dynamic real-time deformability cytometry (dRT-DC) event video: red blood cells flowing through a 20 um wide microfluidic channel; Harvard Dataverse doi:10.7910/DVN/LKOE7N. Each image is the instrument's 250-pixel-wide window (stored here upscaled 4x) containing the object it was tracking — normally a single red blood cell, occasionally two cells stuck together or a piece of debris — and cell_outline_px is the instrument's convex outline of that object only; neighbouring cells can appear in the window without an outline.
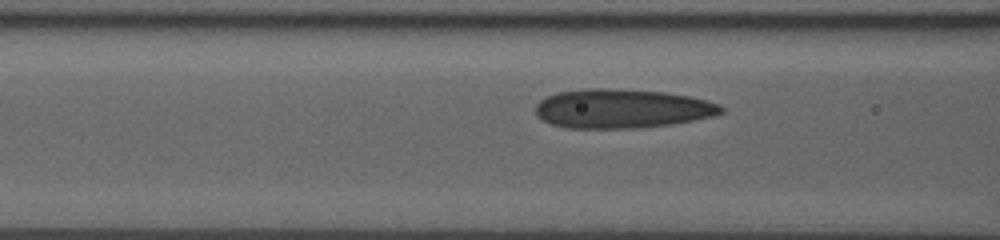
{"species": "human", "species_latin": "Homo sapiens", "temperature_condition": "room temperature", "stored_images_in_passage": 27, "camera_frame_rate_fps": 3000, "um_per_image_px": 0.085, "donor": {"sex": "male"}, "frame": {"image": 1, "passage_image": 4, "time_ms": 1.0, "image_size_px": [1000, 240], "cell_outline_px": [[724, 112], [716, 116], [668, 124], [636, 128], [568, 128], [552, 124], [536, 116], [536, 104], [540, 100], [556, 92], [584, 88], [620, 88], [664, 92], [688, 96], [720, 104], [724, 108]], "centroid_in_image_um": [52.85, 9.22], "position_along_channel_um": 113.8, "area_um2": 42.43}}
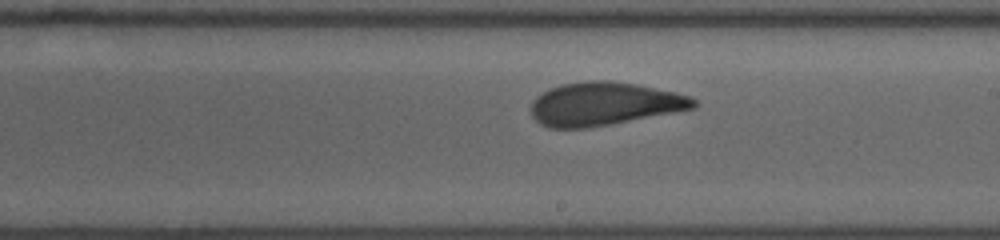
{"frame": {"image": 2, "passage_image": 13, "time_ms": 4.0, "image_size_px": [1000, 240], "cell_outline_px": [[696, 108], [588, 128], [548, 128], [540, 124], [532, 116], [532, 100], [536, 96], [560, 84], [588, 80], [608, 80], [636, 84], [676, 92], [692, 96], [696, 100]], "centroid_in_image_um": [51.36, 8.82], "position_along_channel_um": 237.6, "area_um2": 40.98}}
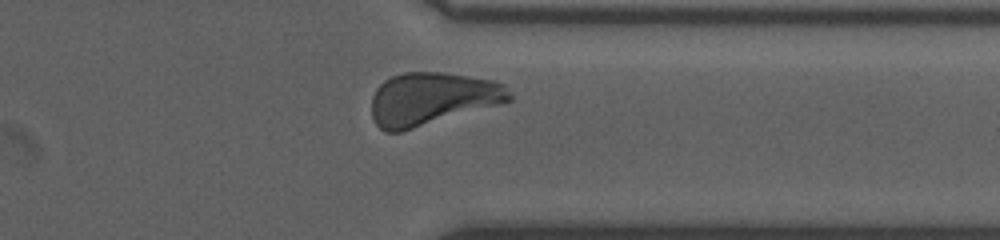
{"frame": {"image": 3, "passage_image": 23, "time_ms": 7.333, "image_size_px": [1000, 240], "cell_outline_px": [[512, 100], [400, 132], [384, 132], [376, 124], [372, 116], [372, 96], [376, 88], [384, 80], [392, 76], [404, 72], [444, 72], [492, 80], [504, 84], [508, 88], [512, 96]], "centroid_in_image_um": [36.69, 8.38], "position_along_channel_um": 374.7, "area_um2": 42.14}}